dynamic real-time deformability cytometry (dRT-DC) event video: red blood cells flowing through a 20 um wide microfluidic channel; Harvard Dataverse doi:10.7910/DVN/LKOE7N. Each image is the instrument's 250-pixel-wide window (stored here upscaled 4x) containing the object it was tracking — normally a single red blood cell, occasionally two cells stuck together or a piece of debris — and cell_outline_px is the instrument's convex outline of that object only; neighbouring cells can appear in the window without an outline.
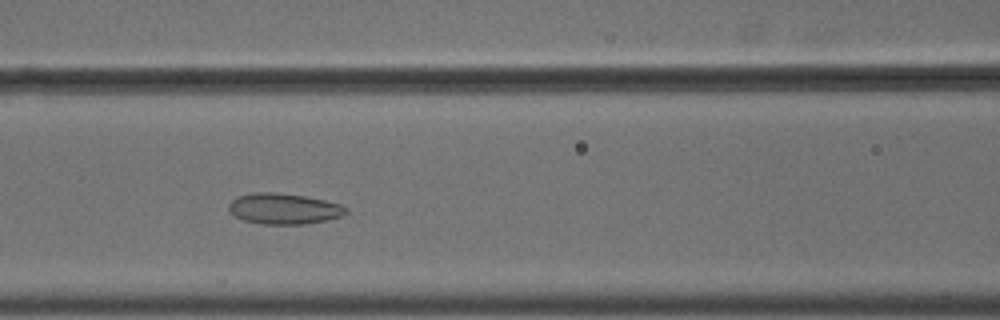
{"species": "common noctule bat (a hibernating species)", "species_latin": "Nyctalus noctula", "temperature_condition": "cold", "stored_images_in_passage": 51, "camera_frame_rate_fps": 3000, "um_per_image_px": 0.085, "animal": {"sex": "male", "body_mass_g": 18.8}, "frame": {"image": 1, "passage_image": 20, "time_ms": 6.333, "image_size_px": [1000, 320], "cell_outline_px": [[348, 212], [344, 216], [328, 220], [304, 224], [260, 224], [244, 220], [232, 216], [228, 208], [228, 204], [236, 196], [252, 192], [276, 192], [304, 196], [324, 200], [340, 204], [348, 208]], "centroid_in_image_um": [24.11, 17.74], "position_along_channel_um": 142.5, "area_um2": 21.39}}
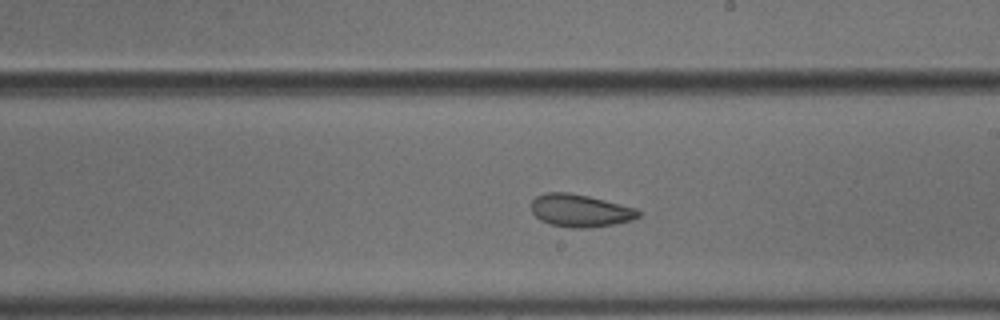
{"frame": {"image": 2, "passage_image": 28, "time_ms": 9.0, "image_size_px": [1000, 320], "cell_outline_px": [[640, 216], [632, 220], [616, 224], [588, 228], [572, 228], [548, 224], [540, 220], [532, 212], [532, 200], [536, 196], [544, 192], [568, 192], [588, 196], [636, 208], [640, 212]], "centroid_in_image_um": [49.3, 17.91], "position_along_channel_um": 239.7, "area_um2": 20.46}}
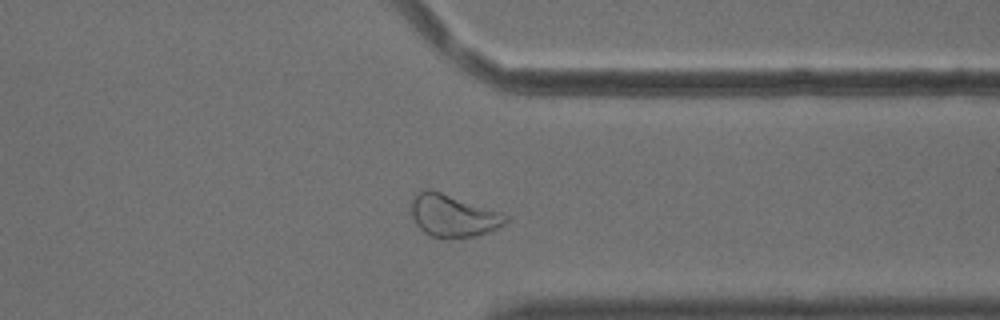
{"frame": {"image": 3, "passage_image": 39, "time_ms": 12.667, "image_size_px": [1000, 320], "cell_outline_px": [[508, 220], [500, 228], [476, 236], [444, 240], [432, 236], [424, 232], [416, 224], [412, 216], [412, 196], [416, 192], [440, 192], [500, 212], [508, 216]], "centroid_in_image_um": [38.53, 18.39], "position_along_channel_um": 372.9, "area_um2": 23.06}, "authors_computed_cell_mechanics": {"area_um2": 23.987, "velocity_mm_per_s": 3.6546, "shape_relaxation_time_tau1_ms": null, "shape_relaxation_time_tau2_ms": 1.7673, "deformation_change_tau1": null, "deformation_change_tau2": 0.0684}}